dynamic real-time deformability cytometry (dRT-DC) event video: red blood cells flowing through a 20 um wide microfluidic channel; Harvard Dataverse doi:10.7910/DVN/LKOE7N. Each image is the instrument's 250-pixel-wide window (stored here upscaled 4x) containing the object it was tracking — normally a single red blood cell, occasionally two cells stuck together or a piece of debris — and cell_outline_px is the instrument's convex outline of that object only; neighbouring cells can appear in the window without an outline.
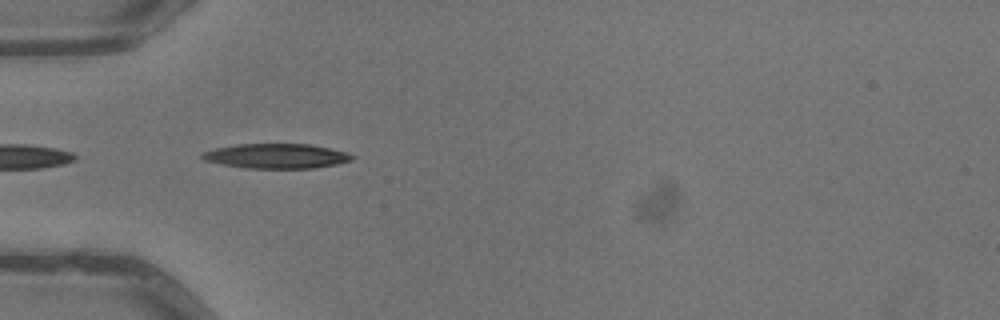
{"species": "common noctule bat (a hibernating species)", "species_latin": "Nyctalus noctula", "temperature_condition": "warm", "stored_images_in_passage": 7, "camera_frame_rate_fps": 3000, "um_per_image_px": 0.085, "animal": {"sex": "male", "body_mass_g": 13.3}, "frame": {"image": 1, "passage_image": 5, "time_ms": 1.333, "image_size_px": [1000, 320], "cell_outline_px": [[356, 156], [352, 160], [336, 164], [312, 168], [244, 168], [220, 164], [204, 160], [200, 156], [204, 152], [216, 148], [236, 144], [308, 144], [348, 152]], "centroid_in_image_um": [23.49, 13.26], "position_along_channel_um": 61.5, "area_um2": 21.56}}
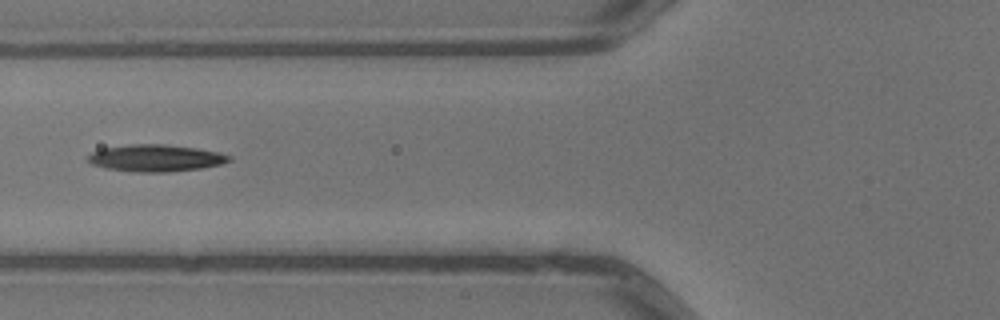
{"frame": {"image": 2, "passage_image": 6, "time_ms": 1.667, "image_size_px": [1000, 320], "cell_outline_px": [[232, 160], [220, 164], [200, 168], [168, 172], [132, 172], [104, 168], [92, 164], [88, 160], [88, 156], [92, 152], [104, 148], [132, 144], [164, 144], [196, 148], [220, 152], [232, 156]], "centroid_in_image_um": [13.24, 13.44], "position_along_channel_um": 112.6, "area_um2": 22.14}}
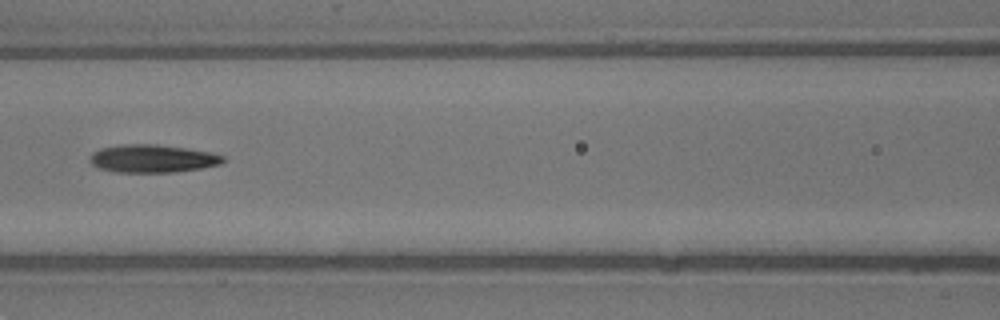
{"frame": {"image": 3, "passage_image": 7, "time_ms": 2.0, "image_size_px": [1000, 320], "cell_outline_px": [[224, 160], [220, 164], [200, 168], [172, 172], [116, 172], [100, 168], [92, 164], [88, 160], [92, 152], [100, 148], [124, 144], [156, 144], [212, 152], [224, 156]], "centroid_in_image_um": [12.93, 13.47], "position_along_channel_um": 153.7, "area_um2": 21.56}}